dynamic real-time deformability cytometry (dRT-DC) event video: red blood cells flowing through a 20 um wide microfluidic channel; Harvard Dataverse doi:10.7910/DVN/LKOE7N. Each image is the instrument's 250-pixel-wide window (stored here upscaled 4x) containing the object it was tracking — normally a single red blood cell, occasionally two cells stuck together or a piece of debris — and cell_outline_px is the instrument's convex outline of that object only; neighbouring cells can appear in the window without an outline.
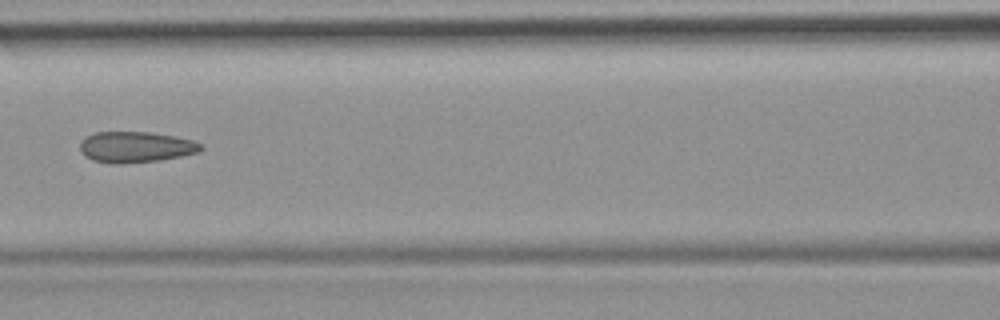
{"species": "common noctule bat (a hibernating species)", "species_latin": "Nyctalus noctula", "temperature_condition": "room temperature", "stored_images_in_passage": 49, "camera_frame_rate_fps": 3000, "um_per_image_px": 0.085, "animal": {"sex": "female", "body_mass_g": 19.9}, "frame": {"image": 1, "passage_image": 22, "time_ms": 7.0, "image_size_px": [1000, 320], "cell_outline_px": [[204, 148], [200, 152], [160, 160], [120, 164], [116, 164], [92, 160], [84, 156], [80, 152], [80, 144], [88, 136], [96, 132], [152, 132], [176, 136], [192, 140], [204, 144]], "centroid_in_image_um": [11.58, 12.5], "position_along_channel_um": 155.0, "area_um2": 21.91}}